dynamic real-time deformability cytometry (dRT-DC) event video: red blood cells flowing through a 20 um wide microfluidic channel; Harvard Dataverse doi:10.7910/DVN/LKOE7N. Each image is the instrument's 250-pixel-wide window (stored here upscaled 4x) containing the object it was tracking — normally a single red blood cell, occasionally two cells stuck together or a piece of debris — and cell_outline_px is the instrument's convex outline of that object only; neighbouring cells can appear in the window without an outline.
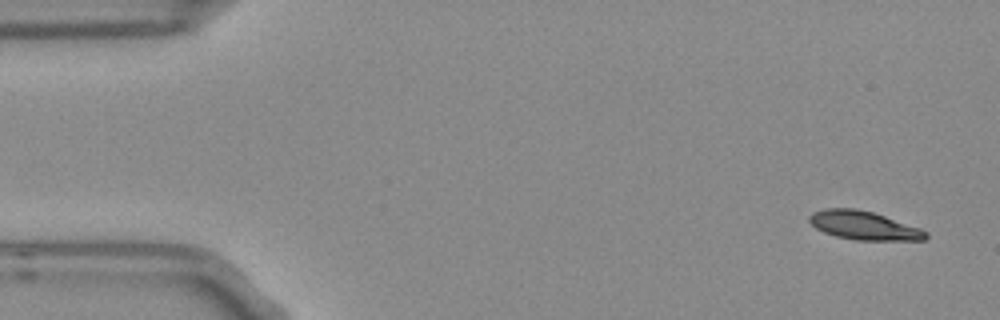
{"species": "Egyptian fruit bat (a non-hibernating species)", "species_latin": "Rousettus aegyptiacus", "temperature_condition": "room temperature", "stored_images_in_passage": 5, "camera_frame_rate_fps": 3000, "um_per_image_px": 0.085, "frame": {"image": 1, "passage_image": 1, "time_ms": 0.0, "image_size_px": [1000, 320], "cell_outline_px": [[928, 236], [924, 240], [856, 240], [836, 236], [824, 232], [816, 228], [808, 220], [808, 216], [812, 212], [824, 208], [856, 208], [872, 212], [920, 228], [928, 232]], "centroid_in_image_um": [73.4, 19.16], "position_along_channel_um": 11.6, "area_um2": 19.36}}